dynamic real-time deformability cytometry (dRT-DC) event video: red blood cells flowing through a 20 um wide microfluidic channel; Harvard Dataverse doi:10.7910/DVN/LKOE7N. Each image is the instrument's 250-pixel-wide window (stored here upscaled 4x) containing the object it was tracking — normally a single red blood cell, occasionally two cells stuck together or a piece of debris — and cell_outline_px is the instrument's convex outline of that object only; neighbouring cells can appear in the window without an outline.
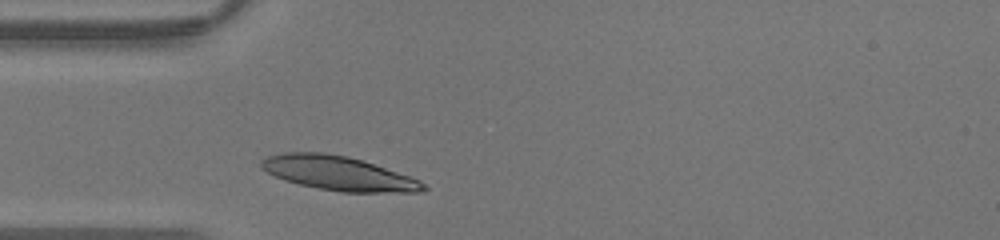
{"species": "human", "species_latin": "Homo sapiens", "temperature_condition": "warm", "stored_images_in_passage": 29, "camera_frame_rate_fps": 3000, "um_per_image_px": 0.085, "donor": {"sex": "male"}, "frame": {"image": 1, "passage_image": 2, "time_ms": 0.333, "image_size_px": [1000, 240], "cell_outline_px": [[428, 188], [420, 192], [340, 192], [300, 184], [284, 180], [260, 168], [260, 160], [268, 156], [284, 152], [324, 152], [348, 156], [420, 180]], "centroid_in_image_um": [28.72, 14.72], "position_along_channel_um": 56.3, "area_um2": 31.91}}
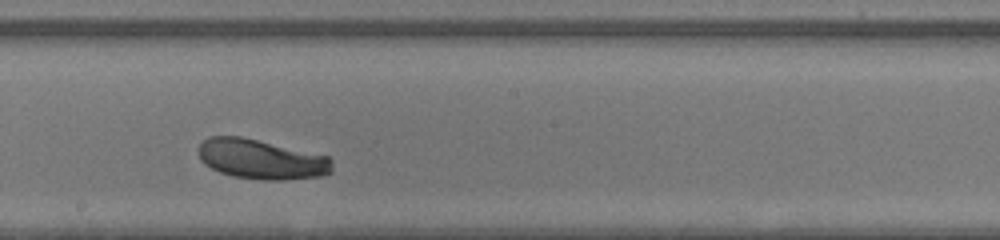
{"frame": {"image": 2, "passage_image": 13, "time_ms": 4.0, "image_size_px": [1000, 240], "cell_outline_px": [[332, 172], [324, 176], [288, 180], [264, 180], [232, 176], [220, 172], [204, 164], [200, 160], [200, 144], [208, 136], [240, 136], [328, 156], [332, 160]], "centroid_in_image_um": [22.23, 13.55], "position_along_channel_um": 226.0, "area_um2": 30.98}}
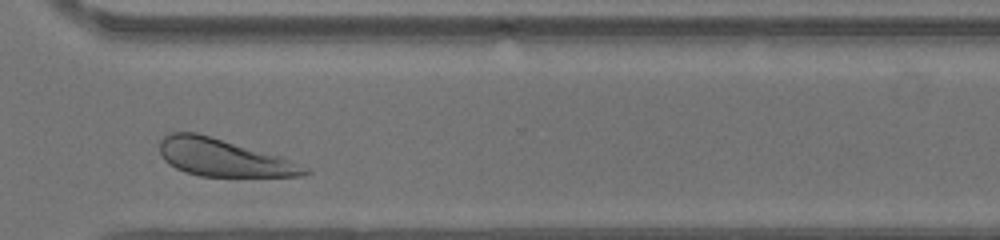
{"frame": {"image": 3, "passage_image": 21, "time_ms": 6.667, "image_size_px": [1000, 240], "cell_outline_px": [[312, 172], [304, 176], [200, 176], [184, 172], [168, 164], [164, 160], [160, 152], [160, 140], [164, 136], [172, 132], [196, 132], [280, 156], [308, 168]], "centroid_in_image_um": [18.96, 13.4], "position_along_channel_um": 351.6, "area_um2": 31.33}}